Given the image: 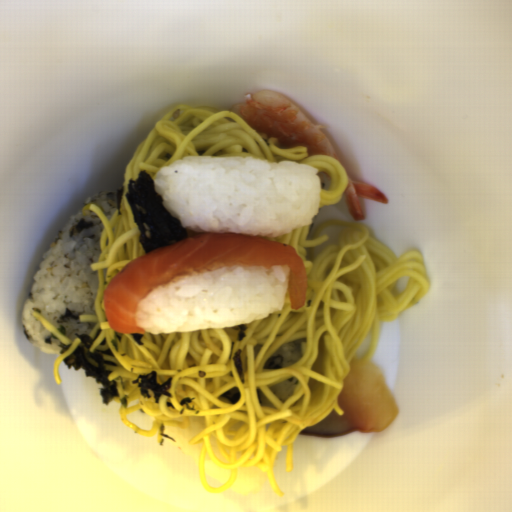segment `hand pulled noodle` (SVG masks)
<instances>
[{
	"instance_id": "obj_1",
	"label": "hand pulled noodle",
	"mask_w": 512,
	"mask_h": 512,
	"mask_svg": "<svg viewBox=\"0 0 512 512\" xmlns=\"http://www.w3.org/2000/svg\"><path fill=\"white\" fill-rule=\"evenodd\" d=\"M277 143L233 110L178 104L152 127L124 167L121 214L117 208L107 220L101 209L89 205L103 223L99 258L90 265L97 272L95 315L79 316L80 322L95 323L90 337L101 330L90 352L111 350L113 357L103 359L115 364L105 368L110 371L107 380L117 384L118 397L112 400L119 403V417L132 430L147 438L157 434V444L163 445L165 427L190 429L191 416L204 417V429L188 444H201L198 474L207 493L224 492L240 468L256 467L265 472L274 492L284 496L275 478V461L282 447H286L289 474L294 470L293 442L301 432L333 410L344 414L338 396L368 333L369 349L361 358L373 360L381 323L395 322L431 286L420 252L406 251L397 258L364 225L329 219L317 225L311 238V222L281 236L266 237L296 248L307 273L305 304L292 309L287 293L282 310L244 323L247 330L242 340L232 327L176 334L144 331L139 345L131 333L109 327L105 288L127 263L147 254L126 197L129 180L139 178L140 171L153 179L161 168L191 156L288 161L318 170L319 210L341 201L350 178L340 160L323 154L309 156L307 146L279 149ZM300 339H304V354L298 362L287 368H262L279 346ZM239 349L244 361L243 385L232 360ZM152 371L159 384L173 377L172 397L161 396L158 404L151 390L148 399L131 384L139 374ZM294 377L298 384L289 399L282 402L272 394L270 386ZM235 387L241 394L236 404L220 399ZM257 389L275 407L260 406ZM185 396L194 398L192 407L199 414L189 410L179 414ZM211 438L227 463L212 452ZM205 453L222 468H229L223 486L204 472Z\"/></svg>"
},
{
	"instance_id": "obj_2",
	"label": "hand pulled noodle",
	"mask_w": 512,
	"mask_h": 512,
	"mask_svg": "<svg viewBox=\"0 0 512 512\" xmlns=\"http://www.w3.org/2000/svg\"><path fill=\"white\" fill-rule=\"evenodd\" d=\"M32 315L35 316L42 325L52 334L54 335L61 343L64 345L70 344V347L63 352L60 353L53 364V378L57 385H60L62 379L59 375V365L63 361V359L68 356L73 350H75L80 344L81 339L78 337L75 338L74 341H71L69 338H67L62 332H60L55 326H53L48 320H46L41 314H39L37 311H33Z\"/></svg>"
},
{
	"instance_id": "obj_3",
	"label": "hand pulled noodle",
	"mask_w": 512,
	"mask_h": 512,
	"mask_svg": "<svg viewBox=\"0 0 512 512\" xmlns=\"http://www.w3.org/2000/svg\"><path fill=\"white\" fill-rule=\"evenodd\" d=\"M186 233H187V239H188V238L197 237V236L204 235V234L211 233V232H192L186 228Z\"/></svg>"
}]
</instances>
